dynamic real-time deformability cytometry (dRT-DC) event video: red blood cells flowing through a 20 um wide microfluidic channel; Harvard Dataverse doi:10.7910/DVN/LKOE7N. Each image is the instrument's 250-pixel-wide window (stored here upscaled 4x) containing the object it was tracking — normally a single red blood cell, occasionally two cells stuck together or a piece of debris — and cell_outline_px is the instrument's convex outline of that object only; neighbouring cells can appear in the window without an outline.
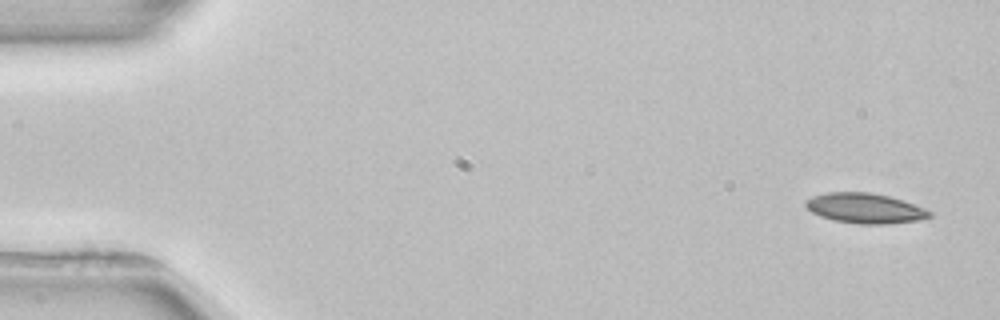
{"species": "common noctule bat (a hibernating species)", "species_latin": "Nyctalus noctula", "temperature_condition": "room temperature", "stored_images_in_passage": 4, "segment_of_instrument_passage": [1, 2], "camera_frame_rate_fps": 3000, "um_per_image_px": 0.085, "animal": {"sex": "female", "body_mass_g": 22.7, "forearm_length_mm": 54.2}, "frame": {"image": 1, "passage_image": 1, "time_ms": 0.0, "image_size_px": [1000, 320], "cell_outline_px": [[932, 216], [920, 220], [888, 224], [856, 224], [832, 220], [820, 216], [812, 212], [804, 204], [804, 200], [812, 196], [828, 192], [872, 192], [888, 196], [924, 208], [932, 212]], "centroid_in_image_um": [73.49, 17.71], "position_along_channel_um": 11.5, "area_um2": 21.79}}